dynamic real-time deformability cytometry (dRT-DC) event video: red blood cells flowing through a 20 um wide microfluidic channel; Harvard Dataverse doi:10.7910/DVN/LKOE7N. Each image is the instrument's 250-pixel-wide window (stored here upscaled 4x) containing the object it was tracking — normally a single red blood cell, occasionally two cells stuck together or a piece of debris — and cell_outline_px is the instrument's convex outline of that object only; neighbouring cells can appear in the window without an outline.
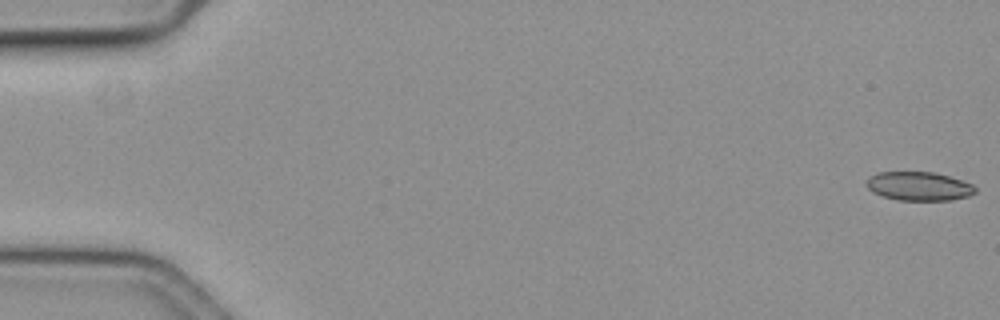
{"species": "common noctule bat (a hibernating species)", "species_latin": "Nyctalus noctula", "temperature_condition": "cold", "stored_images_in_passage": 24, "camera_frame_rate_fps": 3000, "um_per_image_px": 0.085, "animal": {"sex": "female", "body_mass_g": 19.3, "forearm_length_mm": 54.1}, "frame": {"image": 1, "passage_image": 1, "time_ms": 0.0, "image_size_px": [1000, 320], "cell_outline_px": [[976, 192], [968, 196], [952, 200], [896, 200], [880, 196], [872, 192], [868, 188], [868, 176], [880, 172], [932, 172], [948, 176], [972, 184], [976, 188]], "centroid_in_image_um": [78.09, 15.84], "position_along_channel_um": 6.9, "area_um2": 18.21}}
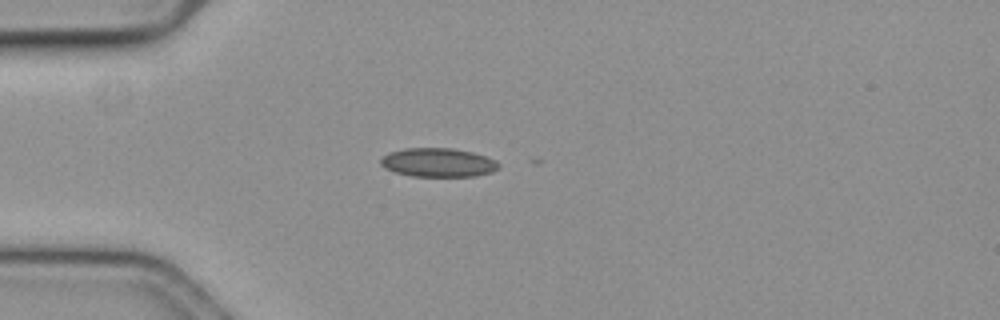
{"frame": {"image": 2, "passage_image": 17, "time_ms": 5.333, "image_size_px": [1000, 320], "cell_outline_px": [[500, 168], [492, 172], [476, 176], [412, 176], [396, 172], [384, 168], [380, 164], [380, 160], [388, 152], [404, 148], [452, 148], [472, 152], [496, 160], [500, 164]], "centroid_in_image_um": [37.25, 13.81], "position_along_channel_um": 47.8, "area_um2": 19.88}}
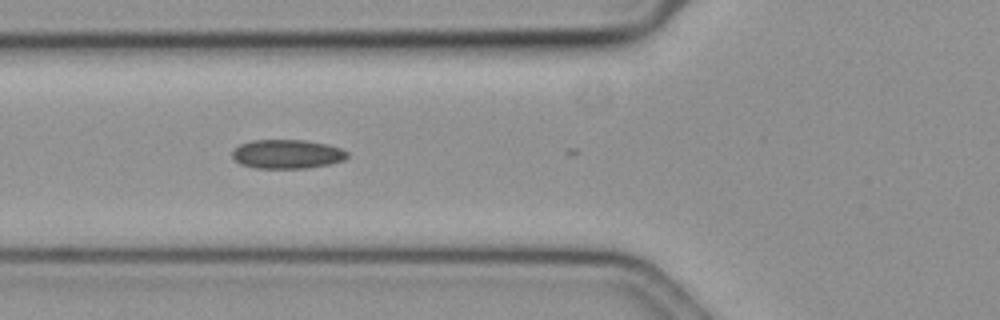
{"frame": {"image": 3, "passage_image": 23, "time_ms": 7.333, "image_size_px": [1000, 320], "cell_outline_px": [[348, 156], [344, 160], [328, 164], [304, 168], [256, 168], [240, 164], [232, 156], [232, 152], [240, 144], [252, 140], [304, 140], [328, 144], [340, 148], [348, 152]], "centroid_in_image_um": [24.41, 13.09], "position_along_channel_um": 101.4, "area_um2": 19.36}}